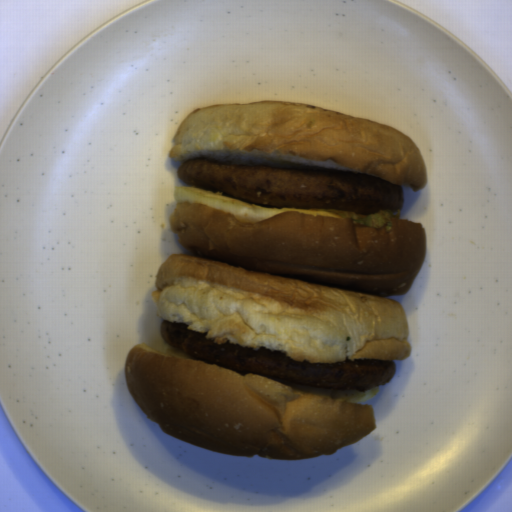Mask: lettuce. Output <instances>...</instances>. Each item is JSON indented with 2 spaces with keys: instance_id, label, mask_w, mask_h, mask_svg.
<instances>
[{
  "instance_id": "1",
  "label": "lettuce",
  "mask_w": 512,
  "mask_h": 512,
  "mask_svg": "<svg viewBox=\"0 0 512 512\" xmlns=\"http://www.w3.org/2000/svg\"><path fill=\"white\" fill-rule=\"evenodd\" d=\"M328 213L347 218L358 224L359 226H366L372 228H385L386 232H390L392 225L389 221V211H381L376 214H359L348 211L334 210L325 208Z\"/></svg>"
},
{
  "instance_id": "2",
  "label": "lettuce",
  "mask_w": 512,
  "mask_h": 512,
  "mask_svg": "<svg viewBox=\"0 0 512 512\" xmlns=\"http://www.w3.org/2000/svg\"><path fill=\"white\" fill-rule=\"evenodd\" d=\"M300 387V386H299ZM303 390L310 392L314 395L342 401V402H364L369 400L378 393L379 387L362 391V392H343V391H332V390H321L307 387H300Z\"/></svg>"
}]
</instances>
